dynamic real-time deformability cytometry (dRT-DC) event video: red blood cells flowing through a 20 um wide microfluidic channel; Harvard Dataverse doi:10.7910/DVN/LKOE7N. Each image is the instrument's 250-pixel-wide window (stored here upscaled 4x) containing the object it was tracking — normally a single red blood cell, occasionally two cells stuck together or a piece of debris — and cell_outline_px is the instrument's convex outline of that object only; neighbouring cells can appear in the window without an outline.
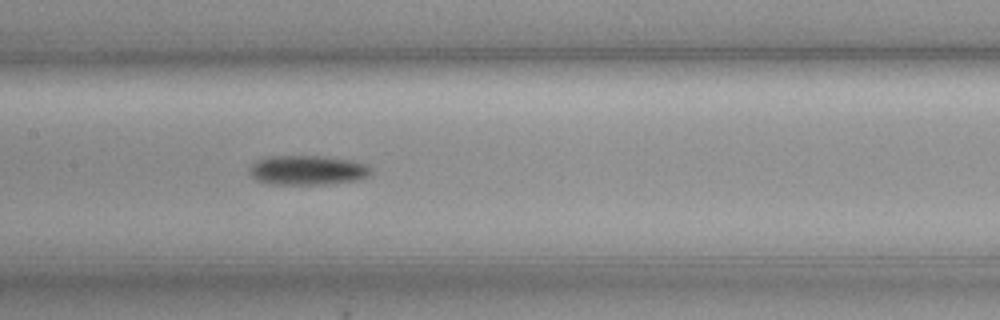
{"species": "common noctule bat (a hibernating species)", "species_latin": "Nyctalus noctula", "temperature_condition": "cold", "stored_images_in_passage": 59, "camera_frame_rate_fps": 3000, "um_per_image_px": 0.085, "animal": {"sex": "female", "body_mass_g": 19.3, "forearm_length_mm": 54.1}, "frame": {"image": 1, "passage_image": 29, "time_ms": 9.333, "image_size_px": [1000, 320], "cell_outline_px": [[372, 172], [368, 176], [356, 180], [332, 184], [268, 184], [256, 180], [248, 172], [248, 168], [256, 160], [268, 156], [324, 156], [352, 160], [364, 164], [372, 168]], "centroid_in_image_um": [26.11, 14.46], "position_along_channel_um": 181.3, "area_um2": 21.15}}
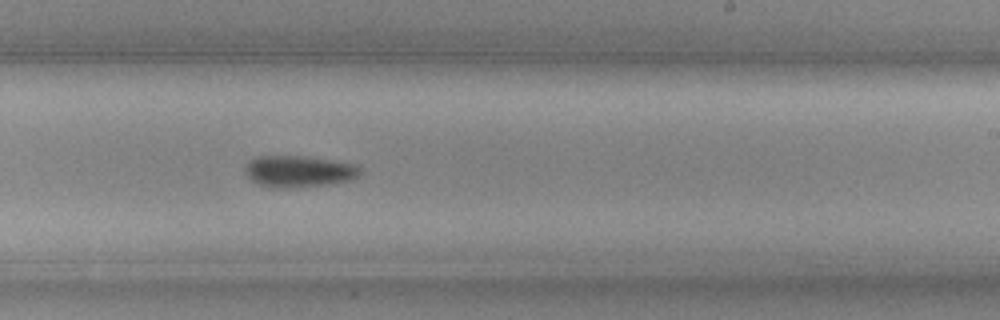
{"frame": {"image": 2, "passage_image": 36, "time_ms": 11.667, "image_size_px": [1000, 320], "cell_outline_px": [[360, 172], [356, 176], [348, 180], [328, 184], [292, 188], [272, 188], [260, 184], [252, 180], [248, 176], [244, 168], [248, 160], [256, 156], [300, 156], [332, 160], [352, 164], [360, 168]], "centroid_in_image_um": [25.33, 14.56], "position_along_channel_um": 263.7, "area_um2": 20.92}}
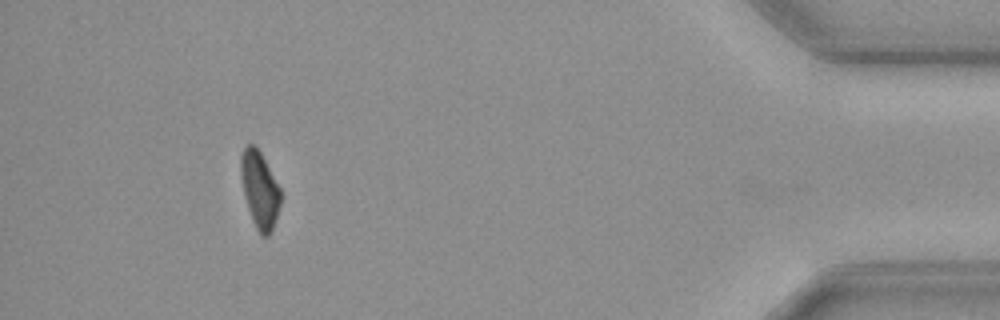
{"frame": {"image": 3, "passage_image": 54, "time_ms": 17.667, "image_size_px": [1000, 320], "cell_outline_px": [[280, 204], [272, 228], [268, 236], [260, 236], [252, 220], [244, 196], [240, 176], [240, 156], [244, 148], [248, 144], [252, 144], [260, 152], [280, 188]], "centroid_in_image_um": [22.04, 16.12], "position_along_channel_um": 413.2, "area_um2": 17.51}, "authors_computed_cell_mechanics": {"area_um2": 19.1896, "velocity_mm_per_s": 3.553, "shape_relaxation_time_tau1_ms": 7.4056, "shape_relaxation_time_tau2_ms": null, "deformation_change_tau1": 0.1482, "deformation_change_tau2": null}}